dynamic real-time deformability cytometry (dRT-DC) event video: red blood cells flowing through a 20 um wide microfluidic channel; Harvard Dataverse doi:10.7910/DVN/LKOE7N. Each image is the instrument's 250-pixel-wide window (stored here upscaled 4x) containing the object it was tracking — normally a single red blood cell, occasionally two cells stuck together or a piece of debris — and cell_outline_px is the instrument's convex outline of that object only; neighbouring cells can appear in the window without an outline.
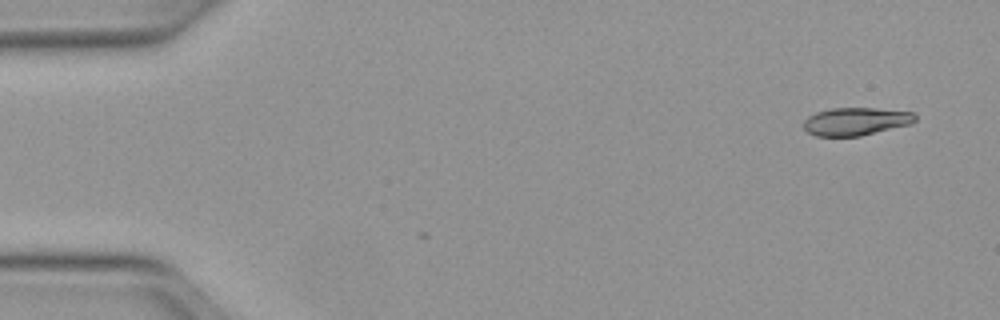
{"species": "Egyptian fruit bat (a non-hibernating species)", "species_latin": "Rousettus aegyptiacus", "temperature_condition": "warm", "stored_images_in_passage": 4, "camera_frame_rate_fps": 3000, "um_per_image_px": 0.085, "animal": {"sex": "female"}, "frame": {"image": 1, "passage_image": 4, "time_ms": 1.0, "image_size_px": [1000, 320], "cell_outline_px": [[916, 120], [912, 124], [860, 136], [816, 136], [808, 132], [804, 128], [804, 120], [808, 116], [816, 112], [832, 108], [872, 108], [912, 112], [916, 116]], "centroid_in_image_um": [72.75, 10.32], "position_along_channel_um": 12.3, "area_um2": 18.09}}